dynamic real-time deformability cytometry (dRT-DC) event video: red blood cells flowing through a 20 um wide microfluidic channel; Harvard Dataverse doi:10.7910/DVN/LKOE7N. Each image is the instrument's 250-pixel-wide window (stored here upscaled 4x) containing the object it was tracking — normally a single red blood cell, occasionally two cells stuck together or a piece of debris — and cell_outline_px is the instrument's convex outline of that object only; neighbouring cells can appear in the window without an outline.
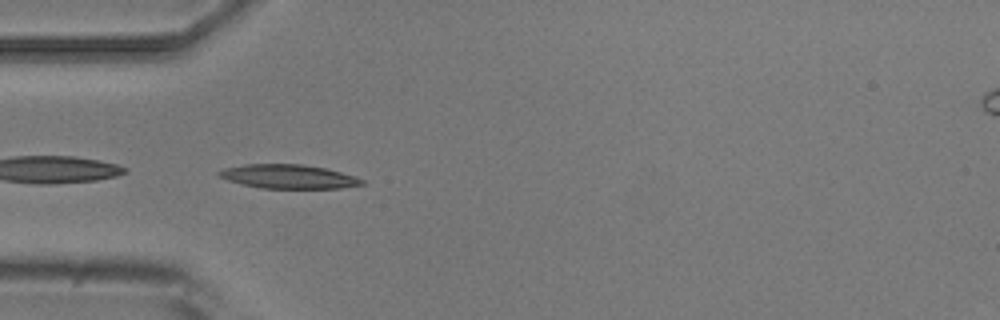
{"species": "common noctule bat (a hibernating species)", "species_latin": "Nyctalus noctula", "temperature_condition": "room temperature", "stored_images_in_passage": 6, "camera_frame_rate_fps": 3000, "um_per_image_px": 0.085, "animal": {"sex": "male", "body_mass_g": 20.5, "forearm_length_mm": 52.5}, "frame": {"image": 1, "passage_image": 4, "time_ms": 3.667, "image_size_px": [1000, 320], "cell_outline_px": [[364, 184], [340, 188], [260, 188], [228, 180], [220, 176], [216, 172], [224, 168], [244, 164], [300, 164], [324, 168], [356, 176], [364, 180]], "centroid_in_image_um": [24.52, 15.0], "position_along_channel_um": 60.5, "area_um2": 19.77}}
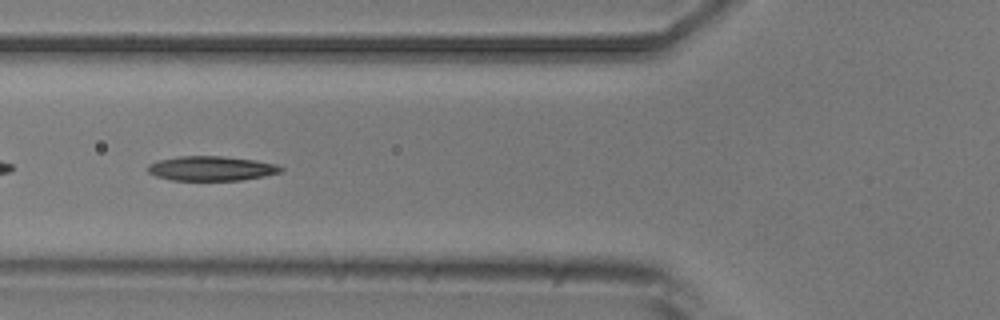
{"frame": {"image": 2, "passage_image": 5, "time_ms": 5.0, "image_size_px": [1000, 320], "cell_outline_px": [[284, 172], [264, 176], [240, 180], [172, 180], [156, 176], [148, 172], [148, 164], [156, 160], [180, 156], [220, 156], [256, 160], [276, 164], [284, 168]], "centroid_in_image_um": [17.98, 14.31], "position_along_channel_um": 107.8, "area_um2": 19.13}}
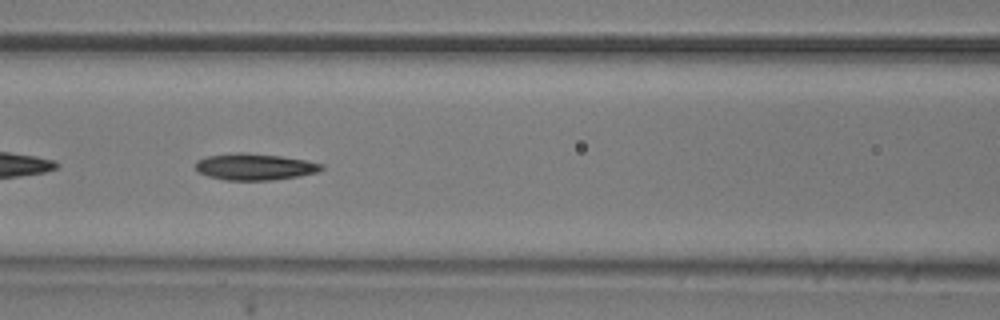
{"frame": {"image": 3, "passage_image": 6, "time_ms": 6.0, "image_size_px": [1000, 320], "cell_outline_px": [[324, 168], [316, 172], [296, 176], [272, 180], [224, 180], [208, 176], [196, 172], [196, 160], [208, 156], [236, 152], [244, 152], [280, 156], [304, 160], [324, 164]], "centroid_in_image_um": [21.6, 14.17], "position_along_channel_um": 145.0, "area_um2": 19.42}}